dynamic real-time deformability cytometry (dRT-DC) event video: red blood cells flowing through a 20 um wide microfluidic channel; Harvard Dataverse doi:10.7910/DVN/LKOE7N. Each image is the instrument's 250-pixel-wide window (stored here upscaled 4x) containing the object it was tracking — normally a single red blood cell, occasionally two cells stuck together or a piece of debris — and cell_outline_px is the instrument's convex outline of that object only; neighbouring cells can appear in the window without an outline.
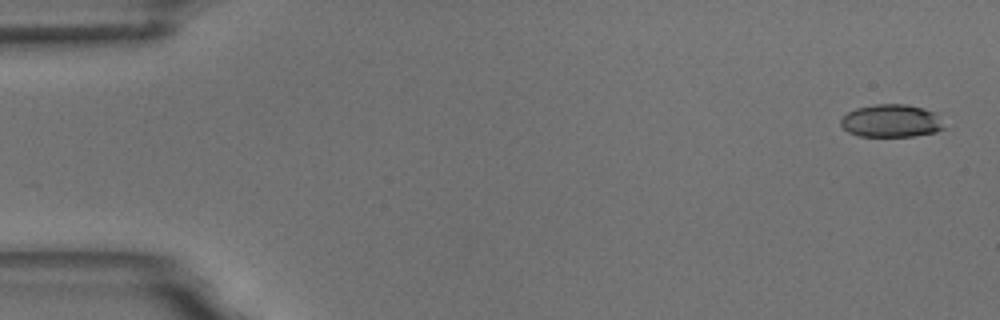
{"species": "common noctule bat (a hibernating species)", "species_latin": "Nyctalus noctula", "temperature_condition": "room temperature", "stored_images_in_passage": 5, "camera_frame_rate_fps": 3000, "um_per_image_px": 0.085, "animal": {"sex": "male", "body_mass_g": 18.8}, "frame": {"image": 1, "passage_image": 1, "time_ms": 0.0, "image_size_px": [1000, 320], "cell_outline_px": [[944, 128], [936, 132], [912, 136], [860, 136], [848, 132], [840, 124], [840, 120], [848, 112], [856, 108], [876, 104], [904, 104], [924, 108], [936, 112]], "centroid_in_image_um": [75.75, 10.27], "position_along_channel_um": 9.2, "area_um2": 19.65}}
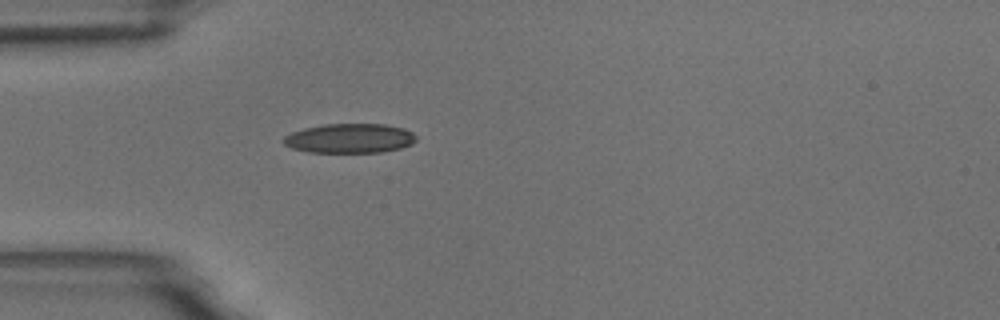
{"frame": {"image": 2, "passage_image": 5, "time_ms": 4.667, "image_size_px": [1000, 320], "cell_outline_px": [[416, 140], [412, 144], [400, 148], [380, 152], [308, 152], [292, 148], [284, 144], [284, 136], [292, 132], [304, 128], [324, 124], [384, 124], [404, 128], [412, 132], [416, 136]], "centroid_in_image_um": [29.73, 11.75], "position_along_channel_um": 55.3, "area_um2": 22.72}}